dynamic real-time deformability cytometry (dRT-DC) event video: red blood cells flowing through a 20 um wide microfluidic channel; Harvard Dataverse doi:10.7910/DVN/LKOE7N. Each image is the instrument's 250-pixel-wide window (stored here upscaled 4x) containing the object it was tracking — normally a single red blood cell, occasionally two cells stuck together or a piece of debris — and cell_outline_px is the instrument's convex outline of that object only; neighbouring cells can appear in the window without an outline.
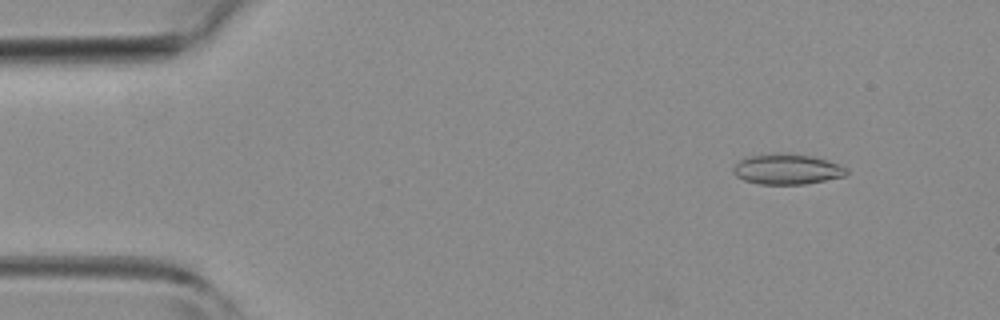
{"species": "common noctule bat (a hibernating species)", "species_latin": "Nyctalus noctula", "temperature_condition": "room temperature", "stored_images_in_passage": 46, "camera_frame_rate_fps": 3000, "um_per_image_px": 0.085, "animal": {"sex": "female", "body_mass_g": 19.3, "forearm_length_mm": 54.1}, "frame": {"image": 1, "passage_image": 5, "time_ms": 1.333, "image_size_px": [1000, 320], "cell_outline_px": [[848, 172], [844, 176], [804, 184], [760, 184], [744, 180], [736, 176], [732, 172], [732, 168], [744, 156], [772, 152], [780, 152], [812, 156], [828, 160], [840, 164], [848, 168]], "centroid_in_image_um": [66.87, 14.35], "position_along_channel_um": 18.1, "area_um2": 20.4}}
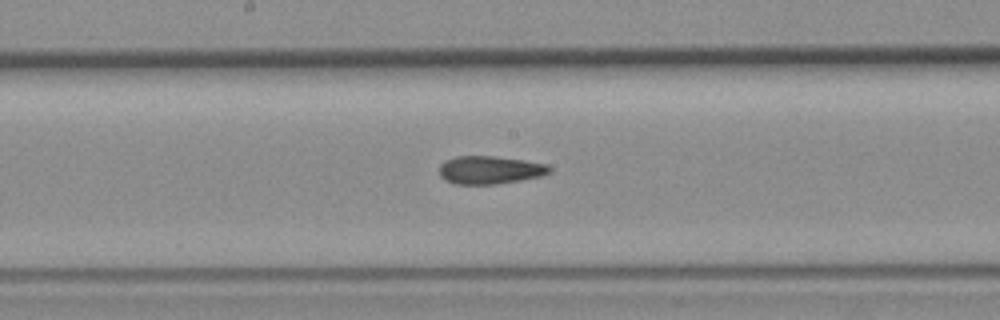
{"frame": {"image": 2, "passage_image": 24, "time_ms": 7.667, "image_size_px": [1000, 320], "cell_outline_px": [[552, 172], [540, 176], [520, 180], [496, 184], [452, 184], [444, 180], [440, 176], [440, 164], [444, 160], [456, 156], [496, 156], [524, 160], [548, 164], [552, 168]], "centroid_in_image_um": [41.63, 14.44], "position_along_channel_um": 206.6, "area_um2": 18.21}}
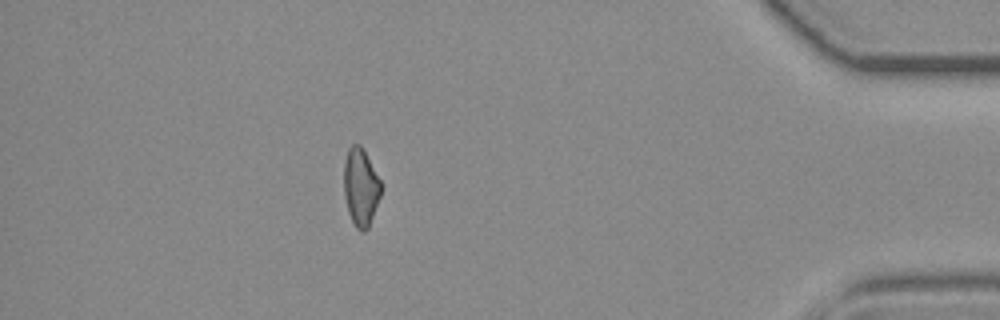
{"frame": {"image": 3, "passage_image": 41, "time_ms": 13.333, "image_size_px": [1000, 320], "cell_outline_px": [[380, 196], [368, 228], [364, 232], [360, 232], [356, 228], [348, 212], [344, 196], [344, 160], [348, 148], [352, 144], [360, 144], [380, 180]], "centroid_in_image_um": [30.63, 15.91], "position_along_channel_um": 404.6, "area_um2": 16.59}, "authors_computed_cell_mechanics": {"area_um2": 18.0336, "velocity_mm_per_s": 4.4121, "shape_relaxation_time_tau1_ms": null, "shape_relaxation_time_tau2_ms": 3.3381, "deformation_change_tau1": null, "deformation_change_tau2": 0.101}}